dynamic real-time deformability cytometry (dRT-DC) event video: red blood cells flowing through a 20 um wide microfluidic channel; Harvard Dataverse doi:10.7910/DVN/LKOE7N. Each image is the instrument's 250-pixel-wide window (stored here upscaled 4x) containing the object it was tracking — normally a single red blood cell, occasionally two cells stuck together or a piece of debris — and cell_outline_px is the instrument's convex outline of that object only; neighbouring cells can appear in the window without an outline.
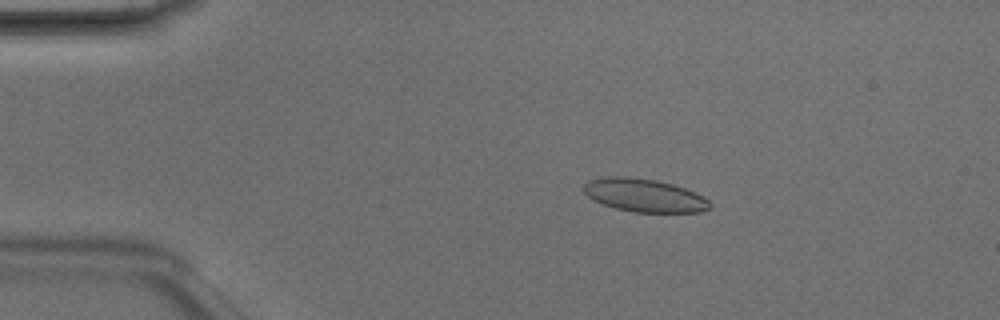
{"species": "Egyptian fruit bat (a non-hibernating species)", "species_latin": "Rousettus aegyptiacus", "temperature_condition": "room temperature", "stored_images_in_passage": 48, "camera_frame_rate_fps": 3000, "um_per_image_px": 0.085, "animal": {"sex": "male"}, "frame": {"image": 1, "passage_image": 9, "time_ms": 2.667, "image_size_px": [1000, 320], "cell_outline_px": [[712, 208], [700, 212], [632, 212], [616, 208], [592, 200], [584, 192], [584, 184], [588, 180], [604, 176], [628, 176], [656, 180], [672, 184], [684, 188], [704, 196], [712, 204]], "centroid_in_image_um": [54.77, 16.6], "position_along_channel_um": 30.2, "area_um2": 24.51}}
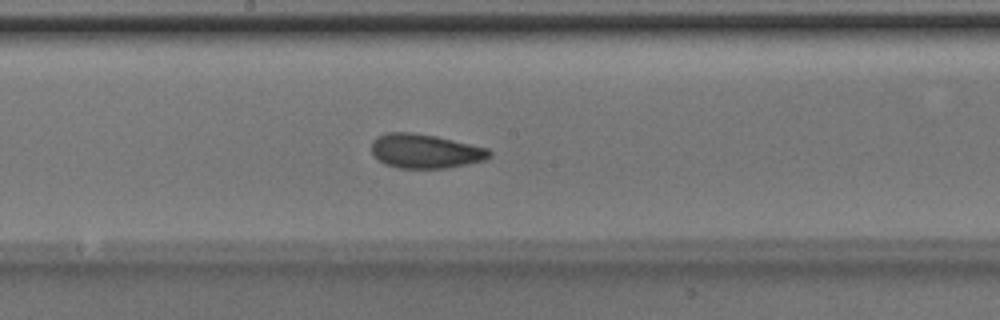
{"frame": {"image": 2, "passage_image": 26, "time_ms": 8.333, "image_size_px": [1000, 320], "cell_outline_px": [[492, 156], [484, 160], [468, 164], [448, 168], [400, 168], [384, 164], [372, 152], [372, 140], [376, 136], [384, 132], [412, 132], [436, 136], [488, 148], [492, 152]], "centroid_in_image_um": [36.15, 12.84], "position_along_channel_um": 212.1, "area_um2": 23.64}}
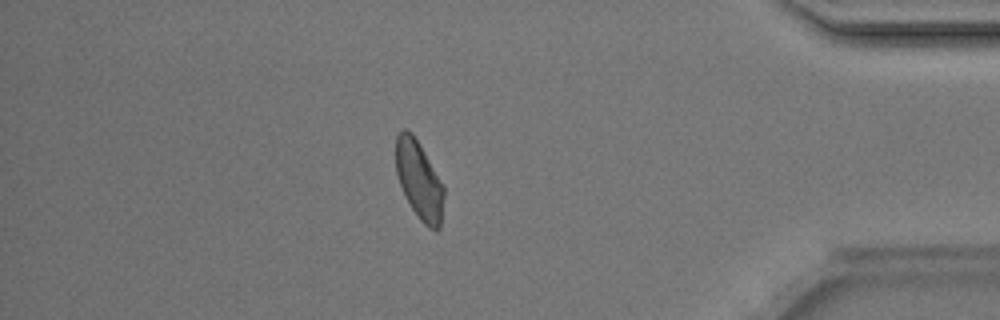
{"frame": {"image": 3, "passage_image": 42, "time_ms": 13.667, "image_size_px": [1000, 320], "cell_outline_px": [[444, 196], [440, 228], [436, 232], [428, 228], [420, 220], [412, 208], [400, 184], [396, 172], [396, 136], [404, 128], [412, 132], [444, 184]], "centroid_in_image_um": [35.65, 15.33], "position_along_channel_um": 399.6, "area_um2": 21.85}, "authors_computed_cell_mechanics": {"area_um2": 23.3512, "velocity_mm_per_s": 4.1812, "shape_relaxation_time_tau1_ms": 2.3725, "shape_relaxation_time_tau2_ms": 1.4708, "deformation_change_tau1": 0.0978, "deformation_change_tau2": 0.0682}}